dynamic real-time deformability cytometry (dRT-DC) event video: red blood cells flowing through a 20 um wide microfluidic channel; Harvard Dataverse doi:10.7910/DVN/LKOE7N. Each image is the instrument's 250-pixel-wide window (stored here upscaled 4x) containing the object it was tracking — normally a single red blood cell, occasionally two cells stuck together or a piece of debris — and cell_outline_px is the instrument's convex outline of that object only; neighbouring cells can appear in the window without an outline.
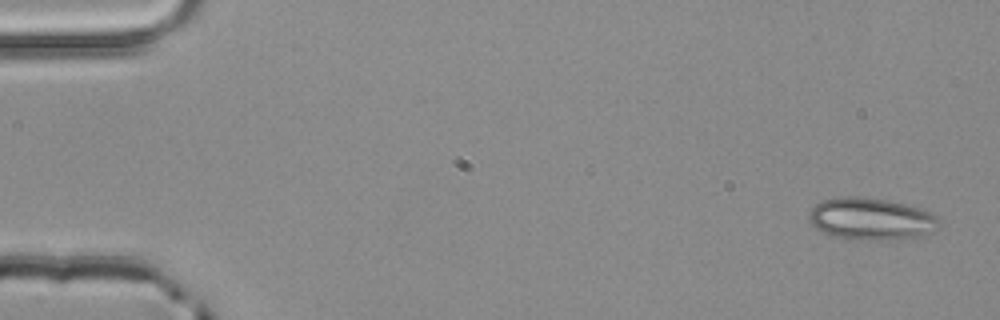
{"species": "common noctule bat (a hibernating species)", "species_latin": "Nyctalus noctula", "temperature_condition": "room temperature", "stored_images_in_passage": 4, "camera_frame_rate_fps": 3000, "um_per_image_px": 0.085, "animal": {"sex": "male", "body_mass_g": 20.4}, "frame": {"image": 1, "passage_image": 1, "time_ms": 0.0, "image_size_px": [1000, 320], "cell_outline_px": [[940, 224], [924, 236], [888, 240], [872, 240], [836, 236], [824, 232], [816, 228], [808, 220], [808, 212], [816, 204], [824, 200], [840, 196], [856, 196], [888, 200], [920, 208], [932, 212], [940, 220]], "centroid_in_image_um": [74.06, 18.59], "position_along_channel_um": 10.9, "area_um2": 31.79}}